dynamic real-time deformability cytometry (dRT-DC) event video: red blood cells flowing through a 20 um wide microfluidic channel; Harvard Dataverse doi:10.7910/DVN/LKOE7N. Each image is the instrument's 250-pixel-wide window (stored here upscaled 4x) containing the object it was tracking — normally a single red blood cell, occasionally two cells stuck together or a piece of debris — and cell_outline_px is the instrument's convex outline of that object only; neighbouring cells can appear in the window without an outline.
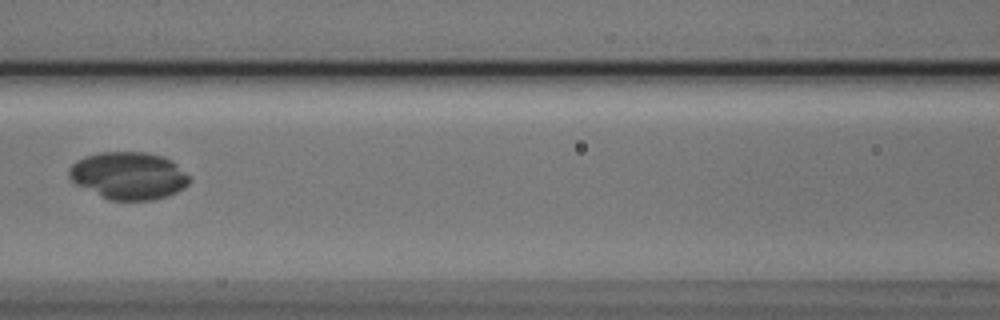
{"species": "Egyptian fruit bat (a non-hibernating species)", "species_latin": "Rousettus aegyptiacus", "temperature_condition": "cold", "stored_images_in_passage": 6, "segment_of_instrument_passage": [1, 2], "camera_frame_rate_fps": 3000, "um_per_image_px": 0.085, "animal": {"sex": "male"}, "frame": {"image": 1, "passage_image": 5, "time_ms": 1.333, "image_size_px": [1000, 320], "cell_outline_px": [[192, 180], [184, 188], [176, 192], [152, 200], [108, 200], [76, 184], [68, 176], [68, 168], [76, 160], [84, 156], [100, 152], [144, 152], [164, 156], [172, 160], [192, 176]], "centroid_in_image_um": [10.95, 14.92], "position_along_channel_um": 155.7, "area_um2": 33.58}}